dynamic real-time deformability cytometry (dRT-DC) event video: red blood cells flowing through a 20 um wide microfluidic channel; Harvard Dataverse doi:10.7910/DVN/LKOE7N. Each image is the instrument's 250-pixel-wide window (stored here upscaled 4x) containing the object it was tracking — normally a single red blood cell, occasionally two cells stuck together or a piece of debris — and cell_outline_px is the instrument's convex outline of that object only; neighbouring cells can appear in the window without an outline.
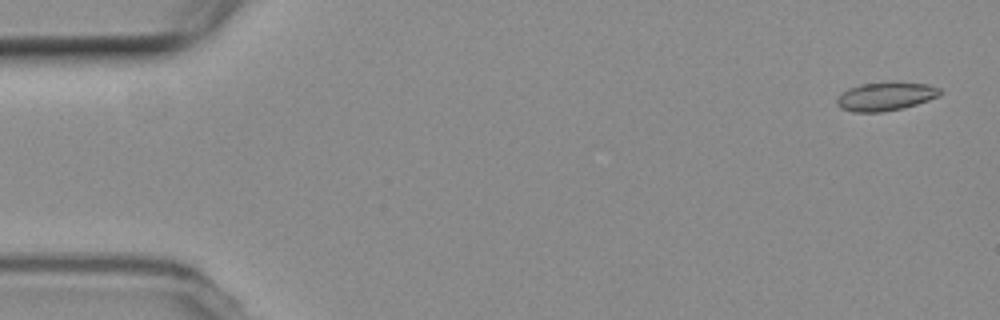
{"species": "common noctule bat (a hibernating species)", "species_latin": "Nyctalus noctula", "temperature_condition": "room temperature", "stored_images_in_passage": 5, "camera_frame_rate_fps": 3000, "um_per_image_px": 0.085, "animal": {"sex": "female", "body_mass_g": 19.3, "forearm_length_mm": 54.1}, "frame": {"image": 1, "passage_image": 1, "time_ms": 0.0, "image_size_px": [1000, 320], "cell_outline_px": [[940, 96], [916, 104], [900, 108], [880, 112], [852, 112], [840, 108], [836, 104], [836, 100], [848, 88], [860, 84], [896, 80], [928, 84], [940, 88]], "centroid_in_image_um": [75.28, 8.16], "position_along_channel_um": 9.7, "area_um2": 17.4}}
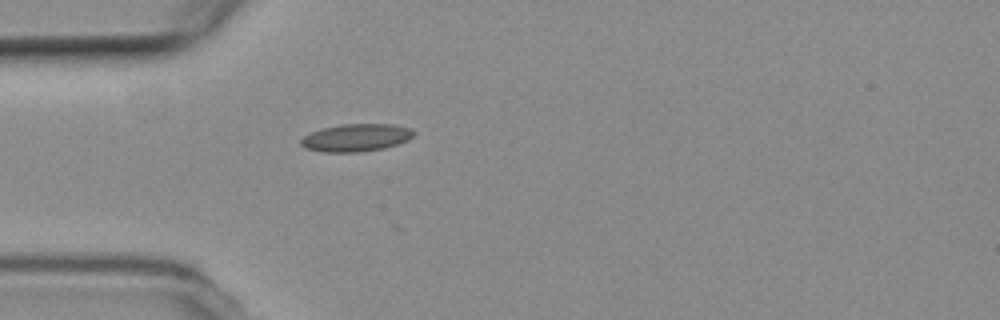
{"frame": {"image": 2, "passage_image": 5, "time_ms": 4.667, "image_size_px": [1000, 320], "cell_outline_px": [[416, 132], [408, 140], [384, 148], [360, 152], [324, 152], [304, 148], [300, 144], [300, 140], [304, 136], [320, 128], [340, 124], [392, 124], [408, 128]], "centroid_in_image_um": [30.23, 11.7], "position_along_channel_um": 54.8, "area_um2": 18.15}}